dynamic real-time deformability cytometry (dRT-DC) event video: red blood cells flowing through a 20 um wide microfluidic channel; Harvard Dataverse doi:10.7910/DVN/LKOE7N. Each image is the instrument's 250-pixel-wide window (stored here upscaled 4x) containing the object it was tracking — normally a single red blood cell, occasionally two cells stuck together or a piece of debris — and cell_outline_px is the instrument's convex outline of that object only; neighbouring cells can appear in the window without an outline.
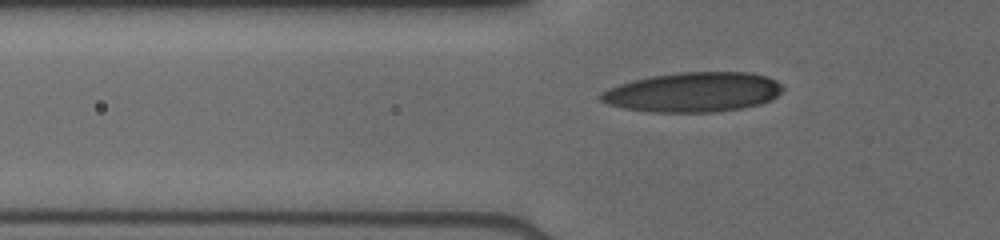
{"species": "human", "species_latin": "Homo sapiens", "temperature_condition": "cold", "stored_images_in_passage": 5, "segment_of_instrument_passage": [2, 2], "camera_frame_rate_fps": 3000, "um_per_image_px": 0.085, "donor": {"sex": "male"}, "frame": {"image": 1, "passage_image": 5, "time_ms": 4.333, "image_size_px": [1000, 240], "cell_outline_px": [[784, 88], [772, 100], [760, 104], [740, 108], [712, 112], [652, 112], [624, 108], [608, 104], [600, 100], [600, 92], [608, 88], [632, 80], [652, 76], [680, 72], [752, 72], [768, 76], [784, 84]], "centroid_in_image_um": [58.96, 7.82], "position_along_channel_um": 66.8, "area_um2": 42.25}}